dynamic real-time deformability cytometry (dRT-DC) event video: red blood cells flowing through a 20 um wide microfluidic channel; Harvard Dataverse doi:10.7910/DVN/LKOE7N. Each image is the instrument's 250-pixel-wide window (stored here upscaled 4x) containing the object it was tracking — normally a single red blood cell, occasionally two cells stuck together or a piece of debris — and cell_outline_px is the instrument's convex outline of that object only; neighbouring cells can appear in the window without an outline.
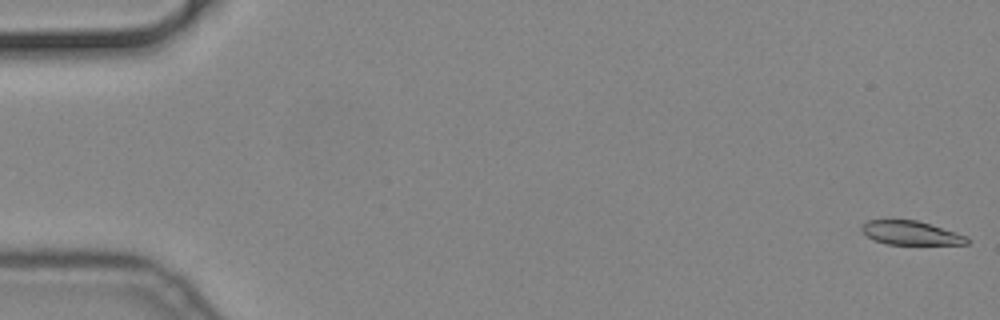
{"species": "common noctule bat (a hibernating species)", "species_latin": "Nyctalus noctula", "temperature_condition": "cold", "stored_images_in_passage": 57, "camera_frame_rate_fps": 3000, "um_per_image_px": 0.085, "animal": {"sex": "male", "body_mass_g": 19.2, "forearm_length_mm": 51.8}, "frame": {"image": 1, "passage_image": 1, "time_ms": 0.0, "image_size_px": [1000, 320], "cell_outline_px": [[968, 244], [888, 244], [876, 240], [868, 236], [860, 228], [868, 220], [916, 220], [956, 232], [968, 236]], "centroid_in_image_um": [77.45, 19.8], "position_along_channel_um": 7.6, "area_um2": 14.33}}
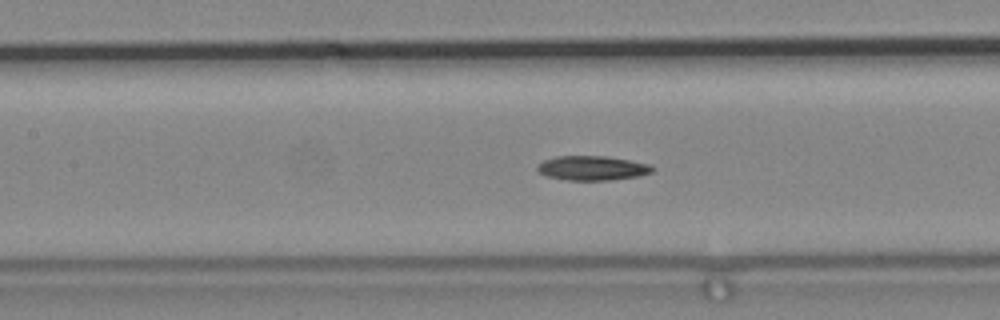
{"frame": {"image": 2, "passage_image": 26, "time_ms": 8.333, "image_size_px": [1000, 320], "cell_outline_px": [[656, 168], [652, 172], [640, 176], [608, 180], [568, 180], [544, 176], [536, 168], [544, 160], [556, 156], [608, 156], [648, 164]], "centroid_in_image_um": [50.35, 14.29], "position_along_channel_um": 157.1, "area_um2": 16.36}}
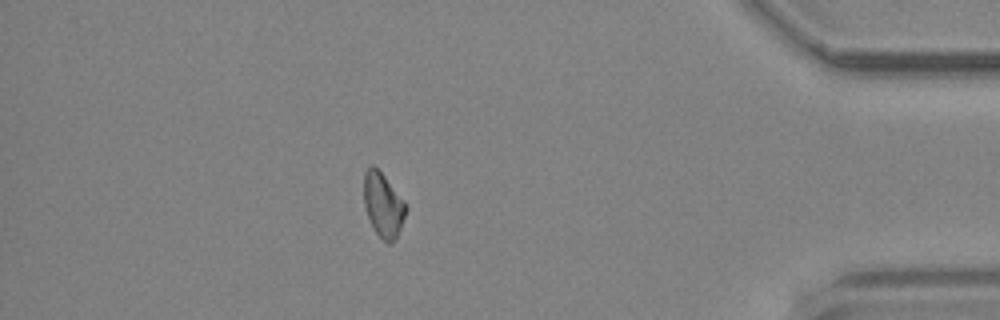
{"frame": {"image": 3, "passage_image": 50, "time_ms": 16.333, "image_size_px": [1000, 320], "cell_outline_px": [[408, 208], [400, 228], [392, 244], [388, 244], [376, 232], [368, 216], [364, 204], [364, 172], [372, 164], [384, 176], [408, 204]], "centroid_in_image_um": [32.59, 17.41], "position_along_channel_um": 402.6, "area_um2": 15.55}}